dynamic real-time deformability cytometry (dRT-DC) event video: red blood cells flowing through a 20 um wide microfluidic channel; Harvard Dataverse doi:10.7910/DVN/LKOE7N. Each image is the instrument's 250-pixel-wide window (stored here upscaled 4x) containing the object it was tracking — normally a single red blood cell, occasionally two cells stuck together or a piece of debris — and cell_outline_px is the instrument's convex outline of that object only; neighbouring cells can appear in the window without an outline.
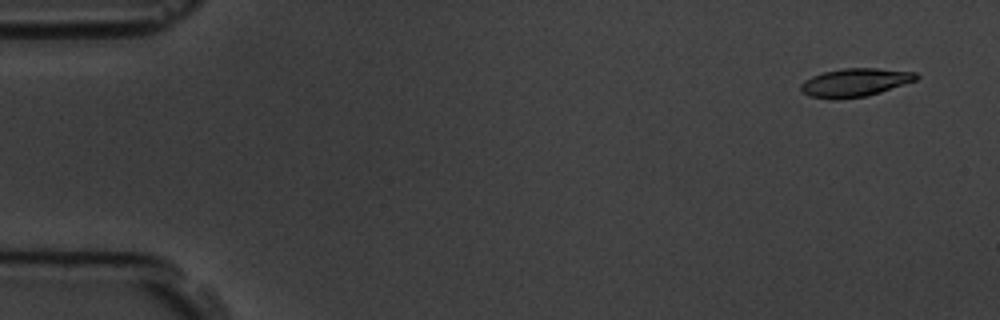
{"species": "common noctule bat (a hibernating species)", "species_latin": "Nyctalus noctula", "temperature_condition": "room temperature", "stored_images_in_passage": 4, "camera_frame_rate_fps": 3000, "um_per_image_px": 0.085, "animal": {"sex": "male", "body_mass_g": 19.5, "forearm_length_mm": 54.6}, "frame": {"image": 1, "passage_image": 1, "time_ms": 0.0, "image_size_px": [1000, 320], "cell_outline_px": [[920, 76], [916, 80], [880, 92], [864, 96], [836, 100], [832, 100], [808, 96], [800, 92], [800, 84], [804, 80], [812, 76], [824, 72], [844, 68], [876, 68], [916, 72]], "centroid_in_image_um": [72.62, 7.02], "position_along_channel_um": 12.4, "area_um2": 19.13}}
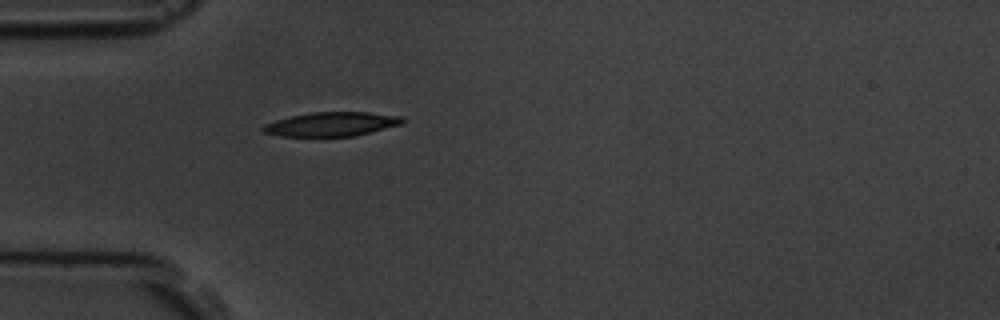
{"frame": {"image": 2, "passage_image": 4, "time_ms": 4.333, "image_size_px": [1000, 320], "cell_outline_px": [[404, 120], [400, 124], [356, 136], [280, 136], [264, 132], [260, 128], [264, 124], [276, 120], [292, 116], [312, 112], [368, 112], [404, 116]], "centroid_in_image_um": [28.18, 10.55], "position_along_channel_um": 56.8, "area_um2": 19.48}}